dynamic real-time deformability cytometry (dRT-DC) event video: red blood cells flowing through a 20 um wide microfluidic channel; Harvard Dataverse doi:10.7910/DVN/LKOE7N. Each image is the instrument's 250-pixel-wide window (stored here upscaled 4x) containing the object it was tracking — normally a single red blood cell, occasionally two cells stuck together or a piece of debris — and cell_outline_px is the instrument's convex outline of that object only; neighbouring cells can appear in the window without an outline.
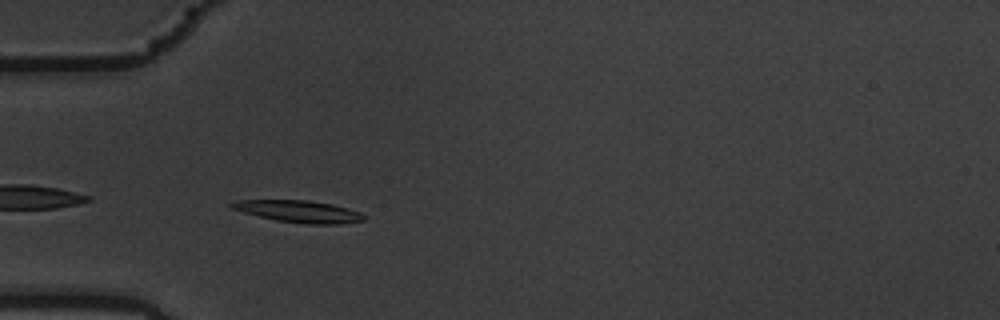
{"species": "common noctule bat (a hibernating species)", "species_latin": "Nyctalus noctula", "temperature_condition": "warm", "stored_images_in_passage": 42, "camera_frame_rate_fps": 3000, "um_per_image_px": 0.085, "animal": {"sex": "male", "body_mass_g": 19.5, "forearm_length_mm": 54.6}, "frame": {"image": 1, "passage_image": 2, "time_ms": 0.333, "image_size_px": [1000, 320], "cell_outline_px": [[368, 216], [364, 220], [340, 224], [304, 224], [276, 220], [244, 212], [232, 208], [228, 204], [236, 200], [308, 200], [332, 204], [348, 208], [360, 212]], "centroid_in_image_um": [25.45, 17.97], "position_along_channel_um": 59.6, "area_um2": 16.94}}
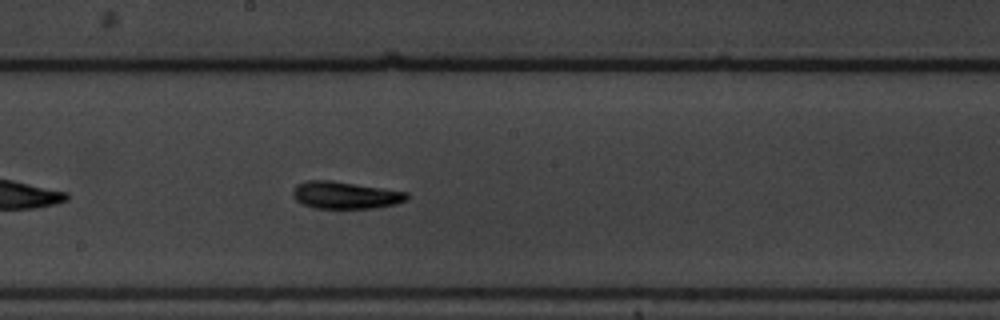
{"frame": {"image": 2, "passage_image": 16, "time_ms": 5.0, "image_size_px": [1000, 320], "cell_outline_px": [[408, 200], [396, 204], [372, 208], [316, 208], [304, 204], [296, 200], [292, 196], [292, 188], [296, 184], [308, 180], [332, 180], [408, 192]], "centroid_in_image_um": [29.33, 16.58], "position_along_channel_um": 218.9, "area_um2": 18.15}}
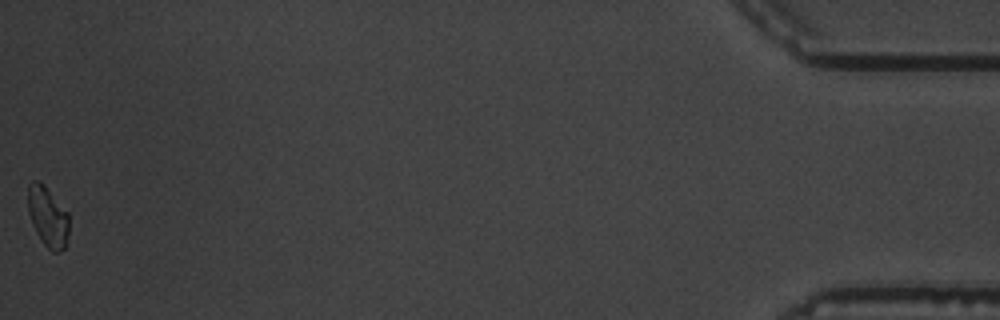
{"frame": {"image": 3, "passage_image": 42, "time_ms": 13.667, "image_size_px": [1000, 320], "cell_outline_px": [[68, 244], [64, 248], [56, 252], [52, 252], [44, 244], [36, 232], [32, 224], [28, 212], [28, 184], [32, 180], [40, 180], [44, 184], [68, 212]], "centroid_in_image_um": [4.06, 18.4], "position_along_channel_um": 431.1, "area_um2": 14.57}, "authors_computed_cell_mechanics": {"area_um2": 17.0799, "velocity_mm_per_s": 3.5124, "shape_relaxation_time_tau1_ms": 3.8701, "shape_relaxation_time_tau2_ms": null, "deformation_change_tau1": 0.186, "deformation_change_tau2": null}}